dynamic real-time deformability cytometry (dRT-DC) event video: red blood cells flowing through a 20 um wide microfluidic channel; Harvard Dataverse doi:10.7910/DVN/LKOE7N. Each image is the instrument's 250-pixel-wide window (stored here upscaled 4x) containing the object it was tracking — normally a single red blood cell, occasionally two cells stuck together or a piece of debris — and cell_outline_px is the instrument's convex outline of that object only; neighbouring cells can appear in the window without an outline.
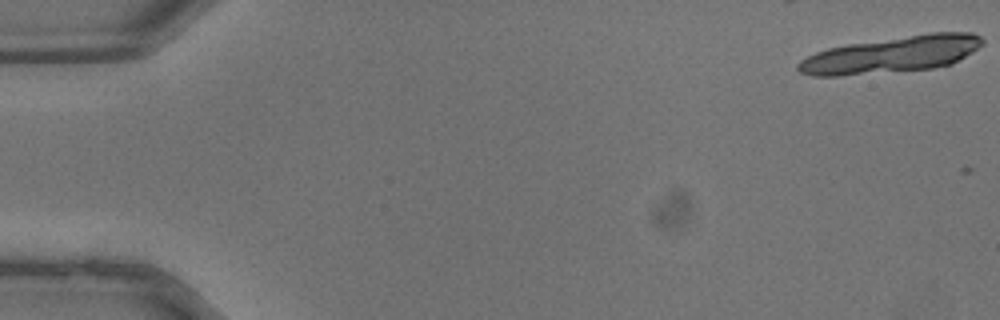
{"species": "common noctule bat (a hibernating species)", "species_latin": "Nyctalus noctula", "temperature_condition": "warm", "stored_images_in_passage": 2, "camera_frame_rate_fps": 3000, "um_per_image_px": 0.085, "animal": {"sex": "male", "body_mass_g": 13.3}, "frame": {"image": 1, "passage_image": 1, "time_ms": 0.0, "image_size_px": [1000, 320], "cell_outline_px": [[984, 44], [972, 52], [952, 64], [932, 68], [840, 76], [812, 76], [800, 72], [796, 68], [796, 64], [800, 60], [816, 52], [828, 48], [848, 44], [928, 32], [972, 32], [980, 36], [984, 40]], "centroid_in_image_um": [75.8, 4.63], "position_along_channel_um": 9.2, "area_um2": 39.3}}